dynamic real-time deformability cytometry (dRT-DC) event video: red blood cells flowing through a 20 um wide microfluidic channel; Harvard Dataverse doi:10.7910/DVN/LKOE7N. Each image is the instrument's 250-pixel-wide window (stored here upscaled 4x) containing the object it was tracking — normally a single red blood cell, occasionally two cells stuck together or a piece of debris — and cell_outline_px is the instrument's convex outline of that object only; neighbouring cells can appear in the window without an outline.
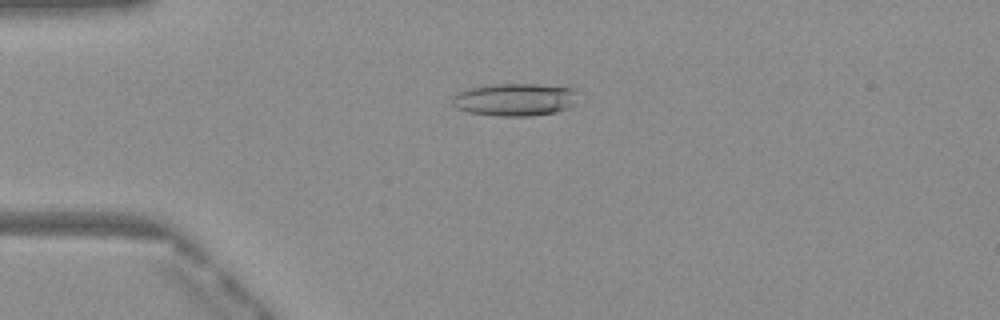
{"species": "Egyptian fruit bat (a non-hibernating species)", "species_latin": "Rousettus aegyptiacus", "temperature_condition": "warm", "stored_images_in_passage": 50, "camera_frame_rate_fps": 3000, "um_per_image_px": 0.085, "frame": {"image": 1, "passage_image": 13, "time_ms": 4.0, "image_size_px": [1000, 320], "cell_outline_px": [[576, 92], [572, 104], [568, 108], [556, 112], [528, 116], [496, 116], [468, 112], [456, 108], [452, 104], [452, 96], [468, 88], [496, 84], [536, 84], [572, 88]], "centroid_in_image_um": [43.71, 8.47], "position_along_channel_um": 41.3, "area_um2": 23.7}}
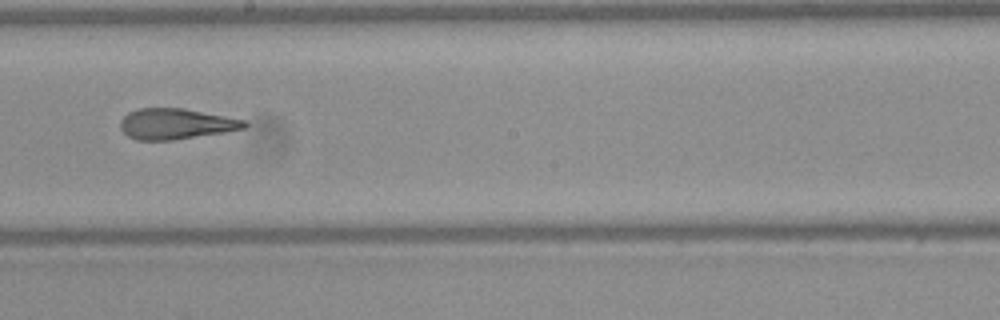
{"frame": {"image": 2, "passage_image": 29, "time_ms": 9.333, "image_size_px": [1000, 320], "cell_outline_px": [[248, 124], [244, 128], [224, 132], [172, 140], [136, 140], [128, 136], [120, 128], [120, 120], [128, 112], [140, 108], [184, 108], [244, 120]], "centroid_in_image_um": [14.91, 10.53], "position_along_channel_um": 233.3, "area_um2": 22.02}}
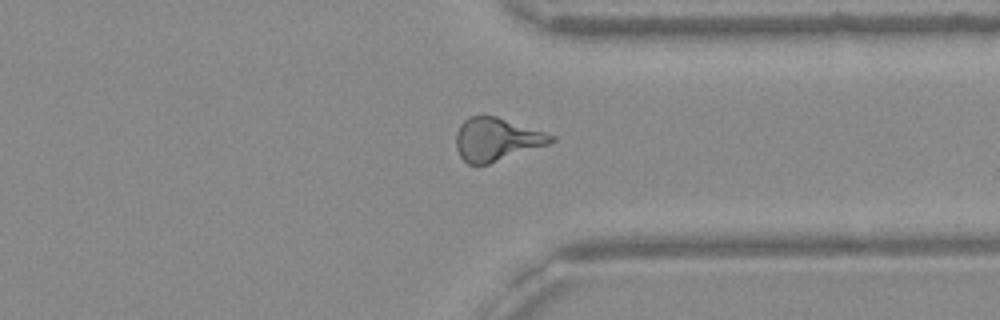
{"frame": {"image": 3, "passage_image": 39, "time_ms": 12.667, "image_size_px": [1000, 320], "cell_outline_px": [[556, 140], [548, 144], [488, 164], [468, 164], [460, 156], [456, 148], [456, 132], [460, 124], [468, 116], [496, 116], [556, 136]], "centroid_in_image_um": [42.18, 11.84], "position_along_channel_um": 369.2, "area_um2": 23.58}, "authors_computed_cell_mechanics": {"area_um2": 23.2067, "velocity_mm_per_s": 4.1087, "shape_relaxation_time_tau1_ms": 10.8165, "shape_relaxation_time_tau2_ms": 1.4829, "deformation_change_tau1": 0.3234, "deformation_change_tau2": 0.117}}